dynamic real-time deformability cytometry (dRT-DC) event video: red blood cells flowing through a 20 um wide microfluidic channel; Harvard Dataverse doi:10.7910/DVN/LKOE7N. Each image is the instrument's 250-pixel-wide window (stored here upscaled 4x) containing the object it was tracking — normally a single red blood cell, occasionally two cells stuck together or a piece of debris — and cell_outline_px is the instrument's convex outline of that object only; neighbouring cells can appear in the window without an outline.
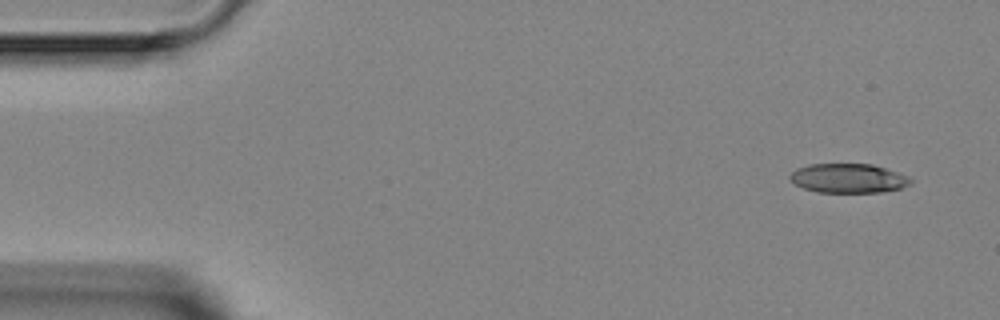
{"species": "Egyptian fruit bat (a non-hibernating species)", "species_latin": "Rousettus aegyptiacus", "temperature_condition": "room temperature", "stored_images_in_passage": 3, "camera_frame_rate_fps": 3000, "um_per_image_px": 0.085, "animal": {"sex": "female"}, "frame": {"image": 1, "passage_image": 1, "time_ms": 0.0, "image_size_px": [1000, 320], "cell_outline_px": [[912, 184], [900, 188], [880, 192], [816, 192], [804, 188], [796, 184], [788, 176], [796, 168], [808, 164], [872, 164], [908, 176], [912, 180]], "centroid_in_image_um": [72.1, 15.15], "position_along_channel_um": 12.9, "area_um2": 20.46}}
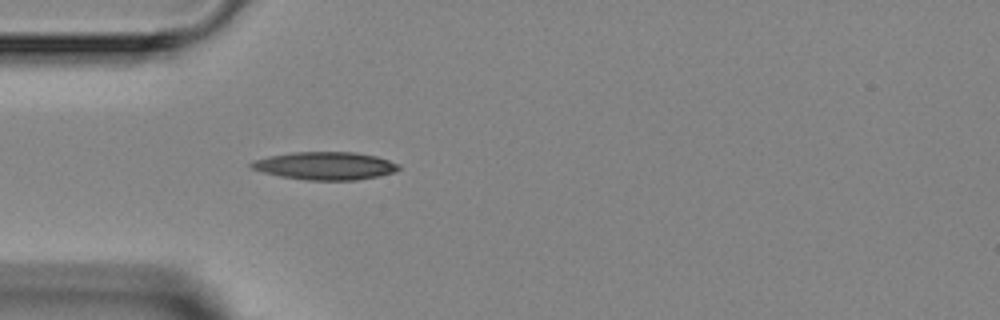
{"frame": {"image": 2, "passage_image": 3, "time_ms": 3.667, "image_size_px": [1000, 320], "cell_outline_px": [[400, 168], [396, 172], [380, 176], [356, 180], [308, 180], [280, 176], [264, 172], [252, 168], [248, 164], [256, 160], [268, 156], [292, 152], [352, 152], [376, 156], [400, 164]], "centroid_in_image_um": [27.68, 14.09], "position_along_channel_um": 57.3, "area_um2": 23.87}}